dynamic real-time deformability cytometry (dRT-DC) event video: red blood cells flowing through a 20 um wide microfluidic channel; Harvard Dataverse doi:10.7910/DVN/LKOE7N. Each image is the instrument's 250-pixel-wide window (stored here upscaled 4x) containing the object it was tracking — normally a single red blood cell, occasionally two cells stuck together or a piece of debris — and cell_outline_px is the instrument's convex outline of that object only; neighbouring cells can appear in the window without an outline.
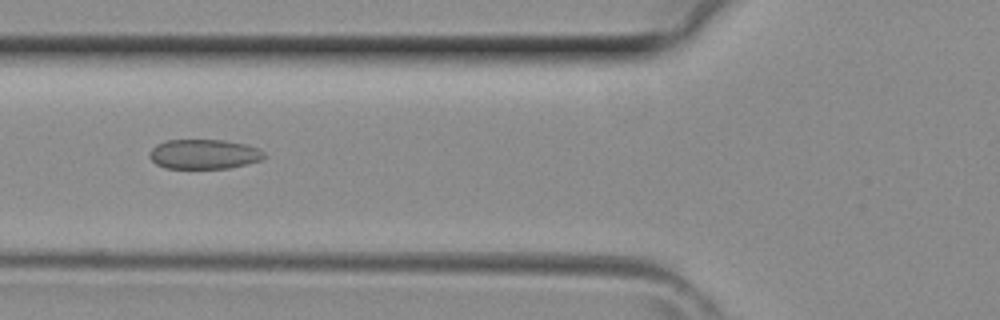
{"species": "common noctule bat (a hibernating species)", "species_latin": "Nyctalus noctula", "temperature_condition": "room temperature", "stored_images_in_passage": 40, "camera_frame_rate_fps": 3000, "um_per_image_px": 0.085, "animal": {"sex": "female", "body_mass_g": 29.2, "forearm_length_mm": 56.3}, "frame": {"image": 1, "passage_image": 15, "time_ms": 4.667, "image_size_px": [1000, 320], "cell_outline_px": [[268, 156], [260, 160], [248, 164], [228, 168], [164, 168], [156, 164], [148, 156], [148, 152], [156, 144], [164, 140], [224, 140], [248, 144], [260, 148]], "centroid_in_image_um": [17.35, 13.09], "position_along_channel_um": 108.4, "area_um2": 20.17}}
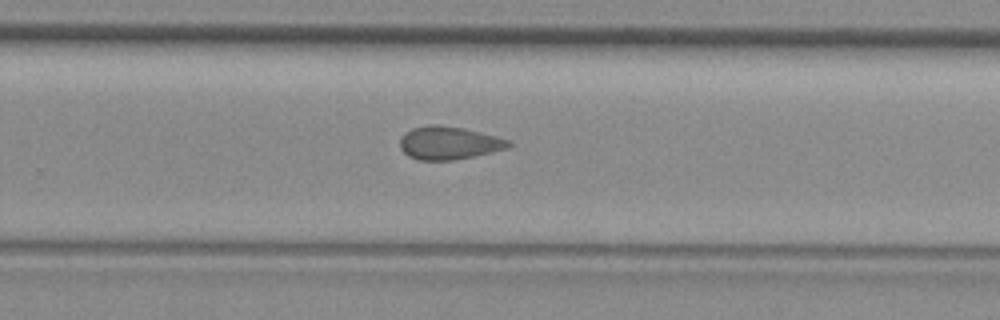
{"frame": {"image": 2, "passage_image": 26, "time_ms": 8.333, "image_size_px": [1000, 320], "cell_outline_px": [[512, 144], [508, 148], [472, 156], [452, 160], [420, 160], [408, 156], [400, 148], [400, 136], [404, 132], [412, 128], [428, 124], [436, 124], [464, 128], [496, 136], [508, 140]], "centroid_in_image_um": [38.1, 12.13], "position_along_channel_um": 291.7, "area_um2": 20.87}}
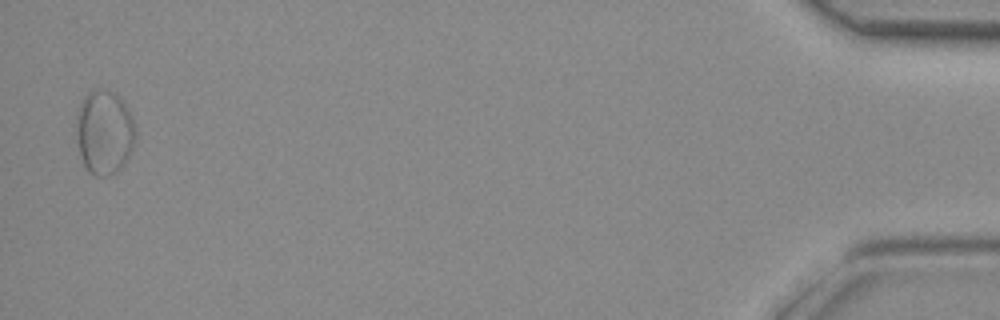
{"frame": {"image": 3, "passage_image": 40, "time_ms": 13.0, "image_size_px": [1000, 320], "cell_outline_px": [[136, 136], [132, 148], [124, 164], [116, 172], [108, 176], [96, 176], [84, 164], [80, 152], [76, 132], [76, 112], [84, 96], [88, 92], [100, 88], [116, 92], [124, 100], [132, 116], [136, 132]], "centroid_in_image_um": [8.88, 11.18], "position_along_channel_um": 426.3, "area_um2": 29.25}}